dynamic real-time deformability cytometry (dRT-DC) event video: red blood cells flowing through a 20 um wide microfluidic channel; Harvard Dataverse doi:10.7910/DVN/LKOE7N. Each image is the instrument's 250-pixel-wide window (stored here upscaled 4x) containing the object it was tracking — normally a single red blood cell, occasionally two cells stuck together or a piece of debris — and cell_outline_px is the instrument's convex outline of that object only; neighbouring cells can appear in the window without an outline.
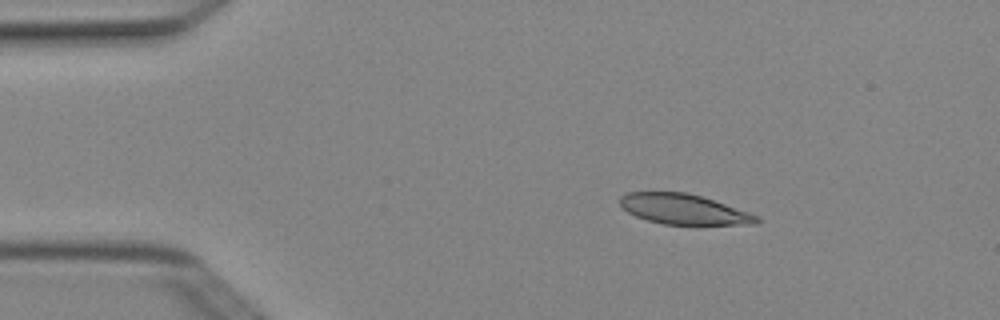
{"species": "Egyptian fruit bat (a non-hibernating species)", "species_latin": "Rousettus aegyptiacus", "temperature_condition": "cold", "stored_images_in_passage": 7, "camera_frame_rate_fps": 3000, "um_per_image_px": 0.085, "animal": {"sex": "female"}, "frame": {"image": 1, "passage_image": 2, "time_ms": 0.333, "image_size_px": [1000, 320], "cell_outline_px": [[760, 220], [756, 224], [664, 224], [648, 220], [636, 216], [620, 208], [620, 196], [628, 192], [688, 192], [760, 216]], "centroid_in_image_um": [58.07, 17.78], "position_along_channel_um": 26.9, "area_um2": 23.81}}
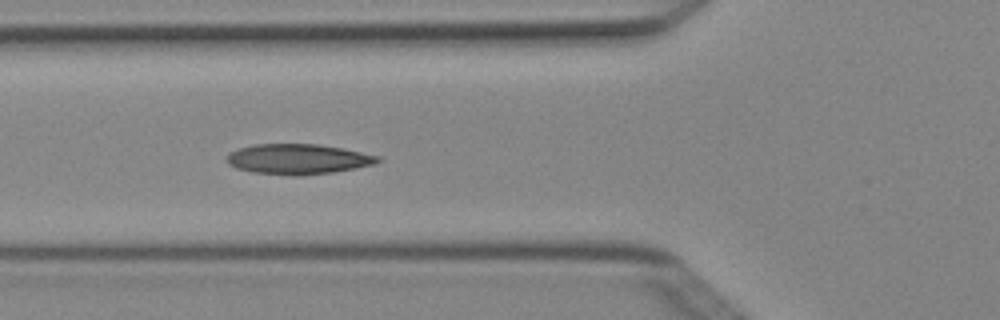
{"frame": {"image": 2, "passage_image": 5, "time_ms": 1.333, "image_size_px": [1000, 320], "cell_outline_px": [[380, 160], [376, 164], [356, 168], [332, 172], [296, 176], [292, 176], [252, 172], [236, 168], [228, 164], [224, 160], [224, 156], [240, 148], [256, 144], [316, 144], [340, 148], [380, 156]], "centroid_in_image_um": [25.29, 13.53], "position_along_channel_um": 100.5, "area_um2": 26.59}}
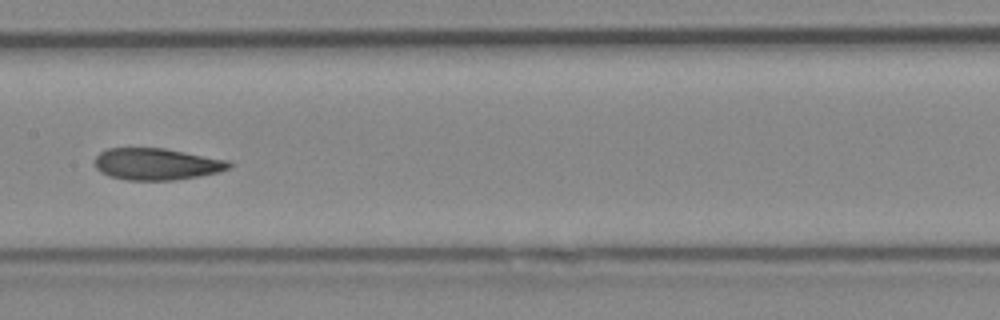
{"frame": {"image": 3, "passage_image": 7, "time_ms": 2.0, "image_size_px": [1000, 320], "cell_outline_px": [[232, 168], [220, 172], [200, 176], [172, 180], [124, 180], [108, 176], [100, 172], [96, 168], [96, 156], [100, 152], [108, 148], [164, 148], [228, 160], [232, 164]], "centroid_in_image_um": [13.33, 13.95], "position_along_channel_um": 194.1, "area_um2": 24.97}}